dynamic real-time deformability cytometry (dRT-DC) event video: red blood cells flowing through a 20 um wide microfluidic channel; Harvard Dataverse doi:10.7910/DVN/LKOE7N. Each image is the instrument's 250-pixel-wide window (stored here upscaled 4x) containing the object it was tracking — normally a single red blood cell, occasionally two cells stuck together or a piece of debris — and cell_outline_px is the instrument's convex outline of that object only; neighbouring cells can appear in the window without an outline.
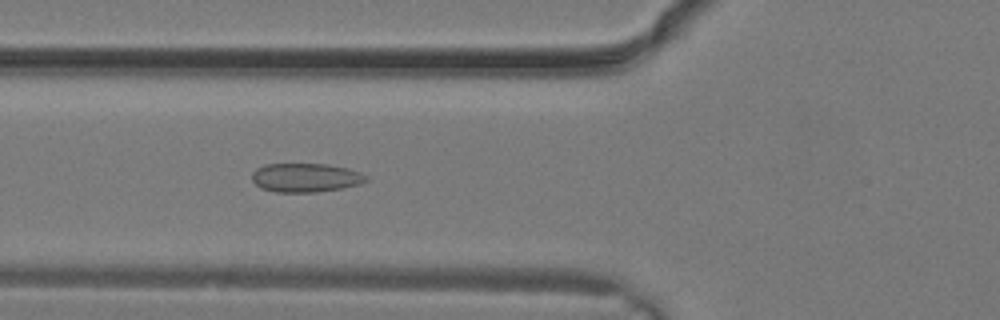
{"species": "common noctule bat (a hibernating species)", "species_latin": "Nyctalus noctula", "temperature_condition": "warm", "stored_images_in_passage": 11, "camera_frame_rate_fps": 3000, "um_per_image_px": 0.085, "animal": {"sex": "male", "body_mass_g": 19.2, "forearm_length_mm": 51.8}, "frame": {"image": 1, "passage_image": 11, "time_ms": 3.333, "image_size_px": [1000, 320], "cell_outline_px": [[368, 180], [360, 184], [344, 188], [316, 192], [276, 192], [260, 188], [252, 180], [252, 172], [256, 168], [264, 164], [328, 164], [348, 168], [360, 172], [368, 176]], "centroid_in_image_um": [25.98, 15.1], "position_along_channel_um": 99.8, "area_um2": 19.42}}